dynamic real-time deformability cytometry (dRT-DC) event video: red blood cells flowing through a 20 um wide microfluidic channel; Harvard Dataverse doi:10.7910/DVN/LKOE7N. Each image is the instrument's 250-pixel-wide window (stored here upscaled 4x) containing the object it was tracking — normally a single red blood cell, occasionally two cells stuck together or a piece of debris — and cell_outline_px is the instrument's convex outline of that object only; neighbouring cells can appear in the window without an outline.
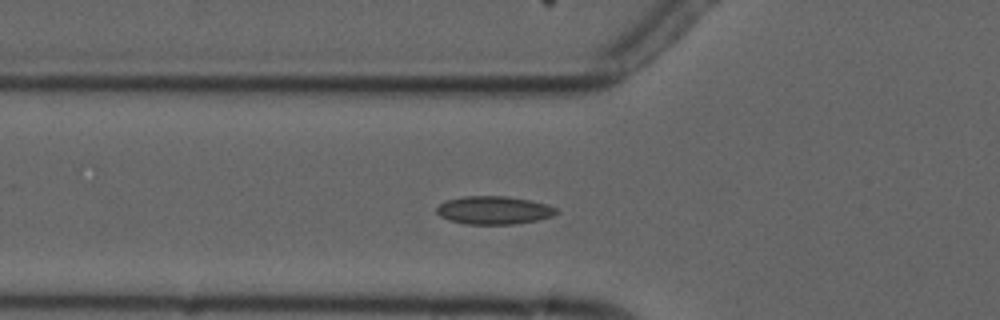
{"species": "common noctule bat (a hibernating species)", "species_latin": "Nyctalus noctula", "temperature_condition": "cold", "stored_images_in_passage": 3, "camera_frame_rate_fps": 3000, "um_per_image_px": 0.085, "animal": {"sex": "male", "forearm_length_mm": 52.5}, "frame": {"image": 1, "passage_image": 3, "time_ms": 6.667, "image_size_px": [1000, 320], "cell_outline_px": [[560, 212], [552, 216], [536, 220], [516, 224], [464, 224], [448, 220], [440, 216], [436, 212], [436, 208], [440, 204], [448, 200], [464, 196], [508, 196], [548, 204], [556, 208]], "centroid_in_image_um": [41.98, 17.87], "position_along_channel_um": 83.8, "area_um2": 19.65}}